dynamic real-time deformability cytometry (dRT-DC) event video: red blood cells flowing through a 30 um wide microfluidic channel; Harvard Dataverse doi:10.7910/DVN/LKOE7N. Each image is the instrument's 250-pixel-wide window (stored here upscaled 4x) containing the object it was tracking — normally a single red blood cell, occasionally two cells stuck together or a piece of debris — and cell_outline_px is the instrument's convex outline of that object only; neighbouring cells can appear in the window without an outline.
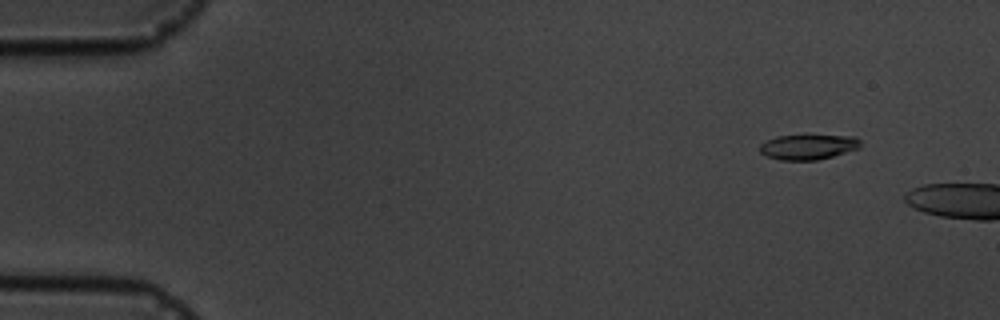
{"species": "common noctule bat (a hibernating species)", "species_latin": "Nyctalus noctula", "temperature_condition": "cold", "stored_images_in_passage": 4, "camera_frame_rate_fps": 3000, "um_per_image_px": 0.085, "animal": {"sex": "male", "body_mass_g": 19.5, "forearm_length_mm": 54.6}, "frame": {"image": 1, "passage_image": 2, "time_ms": 1.333, "image_size_px": [1000, 320], "cell_outline_px": [[860, 148], [832, 156], [816, 160], [780, 160], [768, 156], [760, 152], [760, 144], [776, 136], [808, 132], [856, 136], [860, 140]], "centroid_in_image_um": [68.73, 12.42], "position_along_channel_um": 16.3, "area_um2": 15.61}}